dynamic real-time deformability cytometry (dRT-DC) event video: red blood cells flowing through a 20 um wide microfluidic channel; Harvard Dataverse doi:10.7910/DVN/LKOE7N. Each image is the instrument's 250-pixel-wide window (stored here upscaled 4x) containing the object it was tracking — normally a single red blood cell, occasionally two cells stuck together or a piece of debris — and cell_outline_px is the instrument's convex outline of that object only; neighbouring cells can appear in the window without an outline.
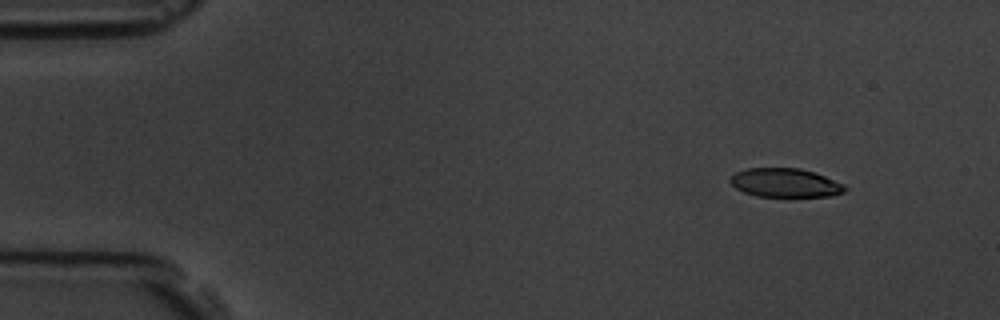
{"species": "common noctule bat (a hibernating species)", "species_latin": "Nyctalus noctula", "temperature_condition": "room temperature", "stored_images_in_passage": 4, "camera_frame_rate_fps": 3000, "um_per_image_px": 0.085, "animal": {"sex": "male", "body_mass_g": 19.5, "forearm_length_mm": 54.6}, "frame": {"image": 1, "passage_image": 1, "time_ms": 0.0, "image_size_px": [1000, 320], "cell_outline_px": [[848, 188], [844, 192], [832, 196], [756, 196], [744, 192], [736, 188], [728, 180], [736, 172], [748, 168], [800, 168], [824, 176], [844, 184]], "centroid_in_image_um": [66.74, 15.54], "position_along_channel_um": 18.3, "area_um2": 19.13}}
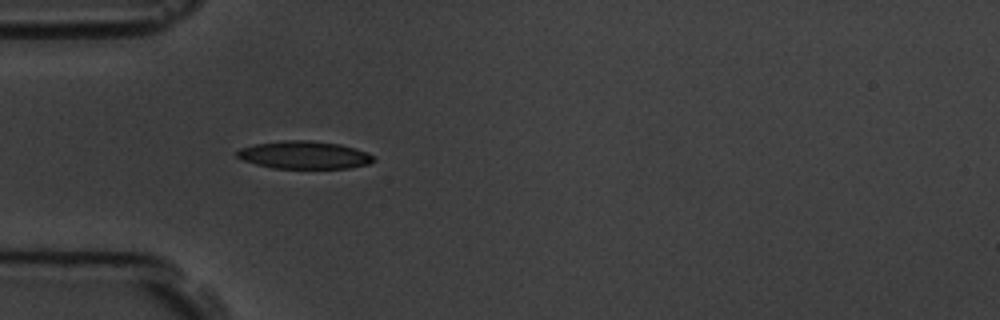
{"frame": {"image": 2, "passage_image": 4, "time_ms": 3.667, "image_size_px": [1000, 320], "cell_outline_px": [[376, 160], [368, 164], [348, 168], [272, 168], [256, 164], [244, 160], [236, 156], [236, 152], [240, 148], [256, 144], [284, 140], [312, 140], [340, 144], [368, 152], [376, 156]], "centroid_in_image_um": [25.9, 13.17], "position_along_channel_um": 59.1, "area_um2": 22.14}}